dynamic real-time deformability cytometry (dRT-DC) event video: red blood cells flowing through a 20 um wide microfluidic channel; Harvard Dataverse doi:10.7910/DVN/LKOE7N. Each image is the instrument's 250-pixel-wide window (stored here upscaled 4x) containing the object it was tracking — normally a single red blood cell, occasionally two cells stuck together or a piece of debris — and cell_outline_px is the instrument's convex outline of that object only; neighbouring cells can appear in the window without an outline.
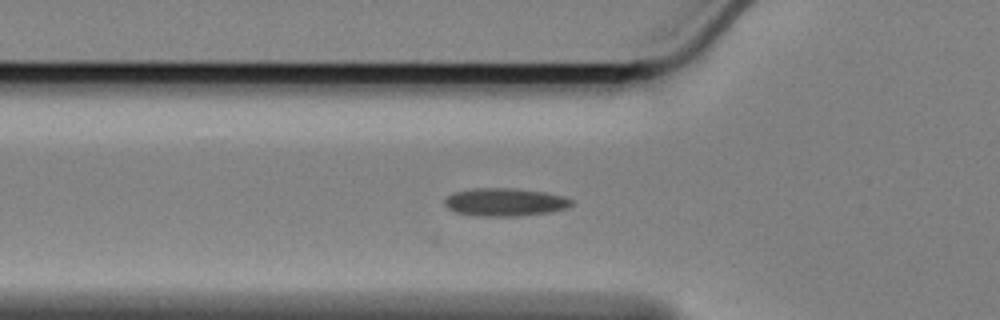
{"species": "Egyptian fruit bat (a non-hibernating species)", "species_latin": "Rousettus aegyptiacus", "temperature_condition": "cold", "stored_images_in_passage": 42, "camera_frame_rate_fps": 3000, "um_per_image_px": 0.085, "animal": {"sex": "female"}, "frame": {"image": 1, "passage_image": 2, "time_ms": 0.333, "image_size_px": [1000, 320], "cell_outline_px": [[572, 204], [568, 208], [552, 212], [520, 216], [476, 216], [456, 212], [448, 208], [444, 204], [444, 200], [448, 196], [456, 192], [472, 188], [512, 188], [544, 192], [564, 196], [572, 200]], "centroid_in_image_um": [42.94, 17.19], "position_along_channel_um": 82.9, "area_um2": 20.75}}
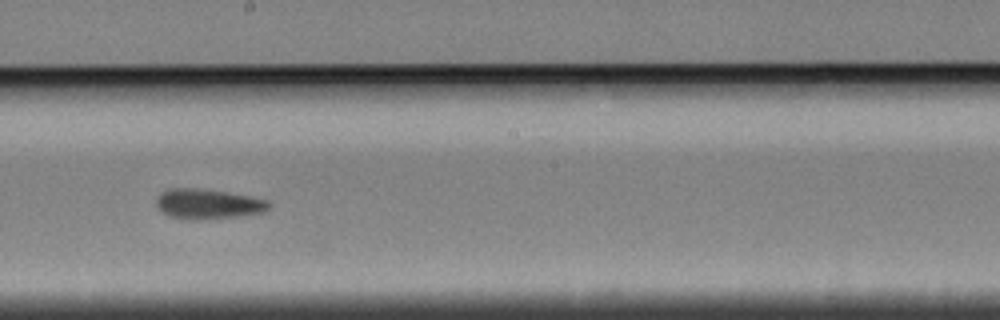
{"frame": {"image": 2, "passage_image": 15, "time_ms": 4.667, "image_size_px": [1000, 320], "cell_outline_px": [[272, 204], [268, 208], [260, 212], [236, 216], [200, 220], [180, 220], [168, 216], [160, 212], [156, 204], [156, 200], [160, 192], [168, 188], [196, 188], [224, 192], [248, 196], [264, 200]], "centroid_in_image_um": [17.55, 17.35], "position_along_channel_um": 230.7, "area_um2": 19.65}}
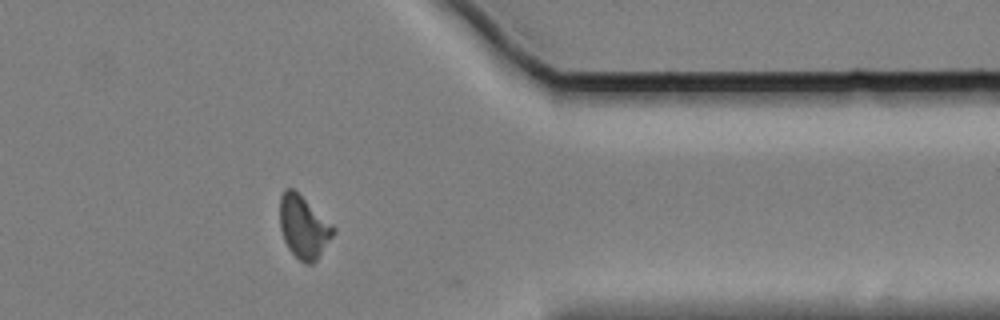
{"frame": {"image": 3, "passage_image": 30, "time_ms": 9.667, "image_size_px": [1000, 320], "cell_outline_px": [[336, 232], [316, 260], [312, 264], [304, 264], [288, 248], [284, 240], [280, 228], [280, 196], [284, 188], [292, 188], [332, 224], [336, 228]], "centroid_in_image_um": [25.8, 19.3], "position_along_channel_um": 385.6, "area_um2": 19.31}}